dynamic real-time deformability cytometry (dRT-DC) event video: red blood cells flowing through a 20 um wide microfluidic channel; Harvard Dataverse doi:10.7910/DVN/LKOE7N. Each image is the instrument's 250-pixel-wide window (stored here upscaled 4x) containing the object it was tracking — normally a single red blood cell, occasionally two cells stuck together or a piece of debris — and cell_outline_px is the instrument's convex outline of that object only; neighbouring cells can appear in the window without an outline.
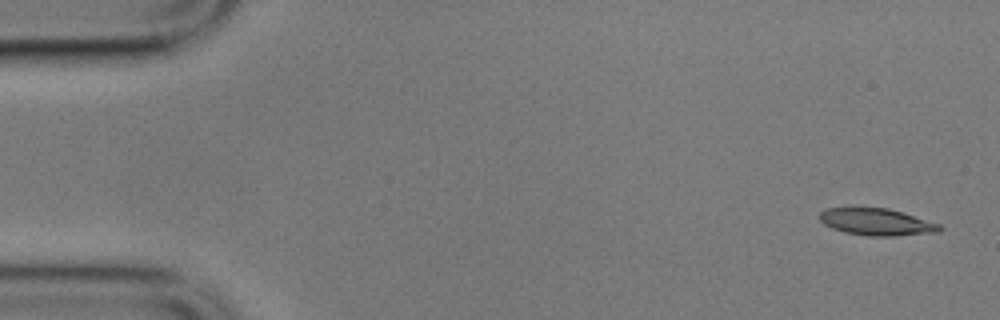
{"species": "common noctule bat (a hibernating species)", "species_latin": "Nyctalus noctula", "temperature_condition": "cold", "stored_images_in_passage": 5, "camera_frame_rate_fps": 3000, "um_per_image_px": 0.085, "animal": {"sex": "male", "body_mass_g": 17.9}, "frame": {"image": 1, "passage_image": 1, "time_ms": 0.0, "image_size_px": [1000, 320], "cell_outline_px": [[944, 228], [940, 232], [896, 236], [868, 236], [844, 232], [832, 228], [824, 224], [816, 216], [824, 208], [848, 204], [888, 208], [940, 224]], "centroid_in_image_um": [74.4, 18.81], "position_along_channel_um": 10.6, "area_um2": 19.88}}